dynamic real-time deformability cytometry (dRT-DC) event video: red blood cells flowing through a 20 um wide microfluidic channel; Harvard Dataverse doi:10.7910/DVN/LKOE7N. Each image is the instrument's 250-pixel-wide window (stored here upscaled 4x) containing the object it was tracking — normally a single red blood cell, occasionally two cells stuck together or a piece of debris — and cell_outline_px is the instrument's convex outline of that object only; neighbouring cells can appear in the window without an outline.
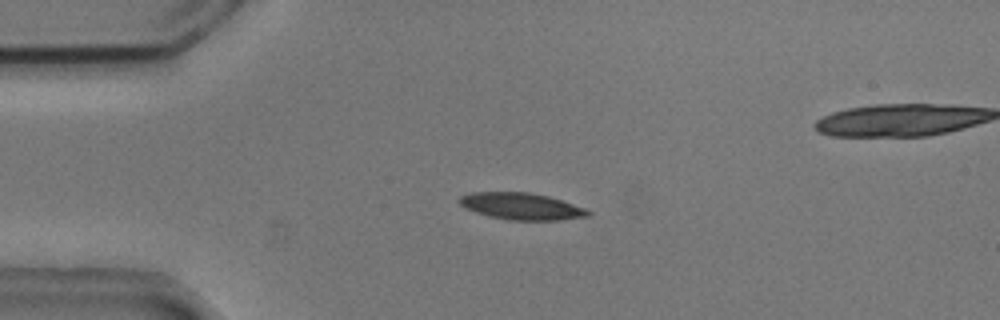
{"species": "common noctule bat (a hibernating species)", "species_latin": "Nyctalus noctula", "temperature_condition": "cold", "stored_images_in_passage": 47, "camera_frame_rate_fps": 3000, "um_per_image_px": 0.085, "animal": {"sex": "male", "body_mass_g": 20.5, "forearm_length_mm": 52.5}, "frame": {"image": 1, "passage_image": 5, "time_ms": 1.333, "image_size_px": [1000, 320], "cell_outline_px": [[592, 212], [588, 216], [560, 220], [508, 220], [488, 216], [464, 208], [456, 200], [460, 196], [472, 192], [528, 192], [548, 196], [584, 208]], "centroid_in_image_um": [44.27, 17.53], "position_along_channel_um": 40.7, "area_um2": 20.06}}
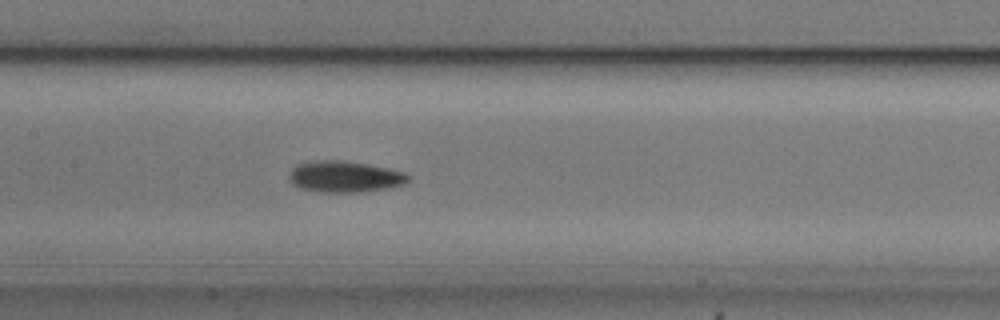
{"frame": {"image": 2, "passage_image": 18, "time_ms": 5.667, "image_size_px": [1000, 320], "cell_outline_px": [[412, 176], [404, 184], [392, 188], [360, 192], [320, 192], [300, 188], [292, 184], [288, 176], [292, 168], [300, 164], [320, 160], [336, 160], [364, 164], [388, 168], [404, 172]], "centroid_in_image_um": [29.33, 15.03], "position_along_channel_um": 178.1, "area_um2": 21.62}}
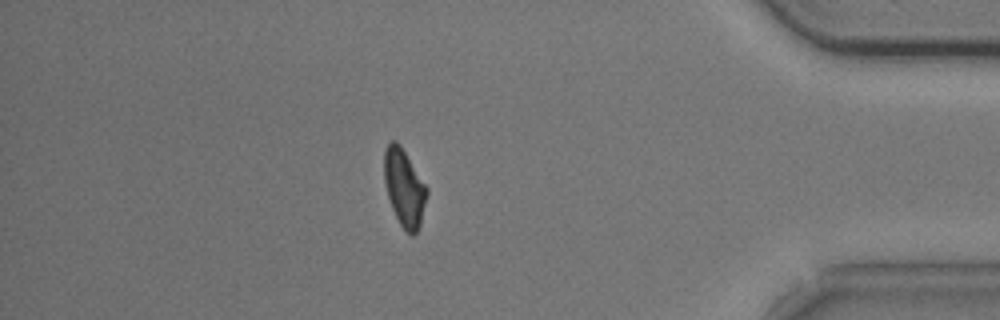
{"frame": {"image": 3, "passage_image": 39, "time_ms": 12.667, "image_size_px": [1000, 320], "cell_outline_px": [[428, 192], [420, 224], [416, 232], [412, 236], [400, 224], [392, 208], [388, 196], [384, 180], [384, 148], [392, 140], [396, 140], [400, 144], [428, 188]], "centroid_in_image_um": [34.35, 15.92], "position_along_channel_um": 400.8, "area_um2": 19.02}, "authors_computed_cell_mechanics": {"area_um2": 19.8254, "velocity_mm_per_s": 3.7335, "shape_relaxation_time_tau1_ms": 2.9296, "shape_relaxation_time_tau2_ms": 5.0991, "deformation_change_tau1": 0.1366, "deformation_change_tau2": 0.1179}}